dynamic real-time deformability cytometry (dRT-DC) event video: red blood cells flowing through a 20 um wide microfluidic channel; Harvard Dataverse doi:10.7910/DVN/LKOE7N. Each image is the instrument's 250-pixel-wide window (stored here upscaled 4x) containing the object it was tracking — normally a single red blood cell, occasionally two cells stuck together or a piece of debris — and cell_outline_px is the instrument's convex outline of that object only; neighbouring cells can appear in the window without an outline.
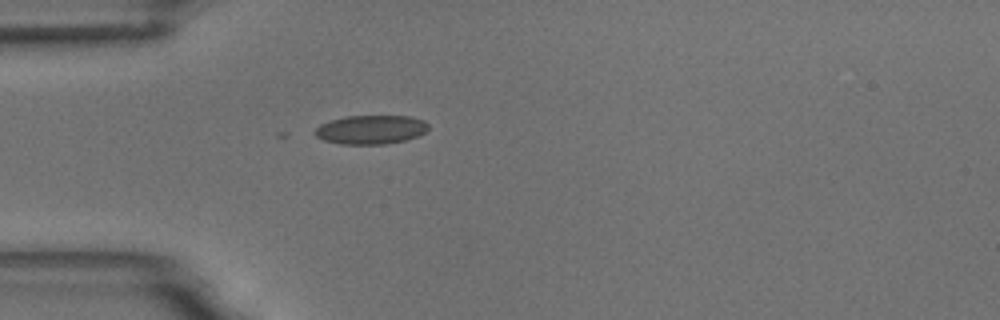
{"species": "common noctule bat (a hibernating species)", "species_latin": "Nyctalus noctula", "temperature_condition": "room temperature", "stored_images_in_passage": 1, "camera_frame_rate_fps": 3000, "um_per_image_px": 0.085, "animal": {"sex": "male", "body_mass_g": 18.8}, "frame": {"image": 1, "passage_image": 1, "time_ms": 0.0, "image_size_px": [1000, 320], "cell_outline_px": [[428, 128], [424, 132], [416, 136], [404, 140], [384, 144], [340, 144], [324, 140], [316, 136], [312, 132], [320, 124], [344, 116], [408, 116], [424, 120], [428, 124]], "centroid_in_image_um": [31.49, 11.01], "position_along_channel_um": 53.5, "area_um2": 19.02}}